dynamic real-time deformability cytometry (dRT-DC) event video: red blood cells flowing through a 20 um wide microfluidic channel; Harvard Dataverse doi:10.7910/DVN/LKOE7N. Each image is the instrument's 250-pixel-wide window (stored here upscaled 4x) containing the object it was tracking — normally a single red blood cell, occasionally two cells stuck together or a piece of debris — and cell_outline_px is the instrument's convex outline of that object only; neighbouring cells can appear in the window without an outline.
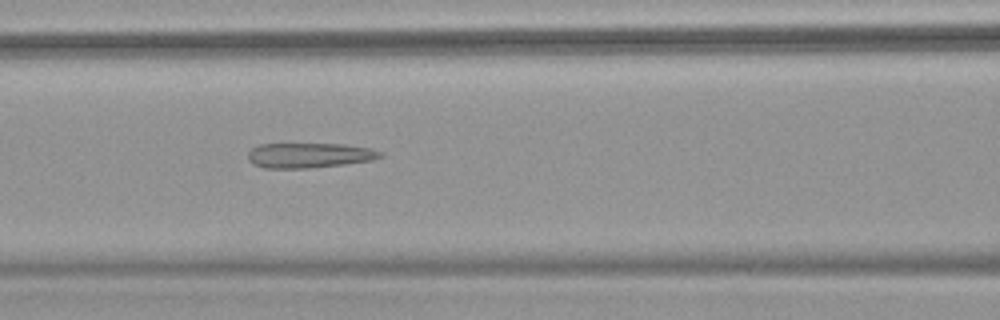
{"species": "common noctule bat (a hibernating species)", "species_latin": "Nyctalus noctula", "temperature_condition": "warm", "stored_images_in_passage": 43, "camera_frame_rate_fps": 3000, "um_per_image_px": 0.085, "animal": {"sex": "female", "body_mass_g": 18.4}, "frame": {"image": 1, "passage_image": 13, "time_ms": 4.0, "image_size_px": [1000, 320], "cell_outline_px": [[384, 156], [372, 160], [344, 164], [308, 168], [264, 168], [252, 164], [248, 160], [248, 152], [252, 148], [260, 144], [344, 144], [372, 148], [384, 152]], "centroid_in_image_um": [26.31, 13.2], "position_along_channel_um": 140.3, "area_um2": 19.42}}
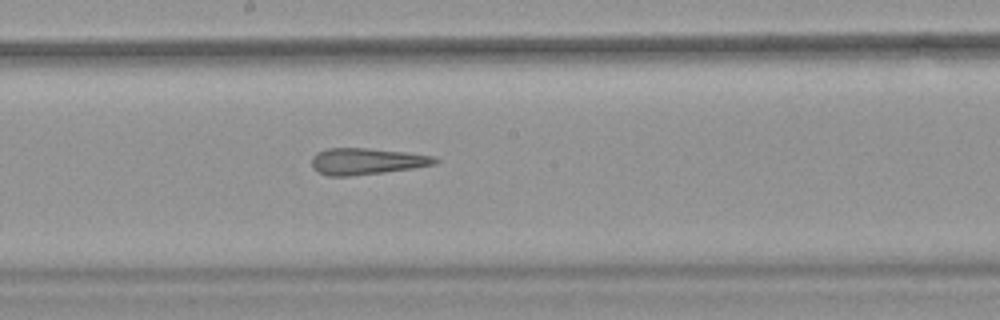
{"frame": {"image": 2, "passage_image": 19, "time_ms": 6.0, "image_size_px": [1000, 320], "cell_outline_px": [[440, 160], [436, 164], [412, 168], [384, 172], [348, 176], [328, 176], [312, 168], [312, 156], [316, 152], [328, 148], [368, 148], [404, 152], [436, 156]], "centroid_in_image_um": [31.16, 13.7], "position_along_channel_um": 217.0, "area_um2": 19.02}}
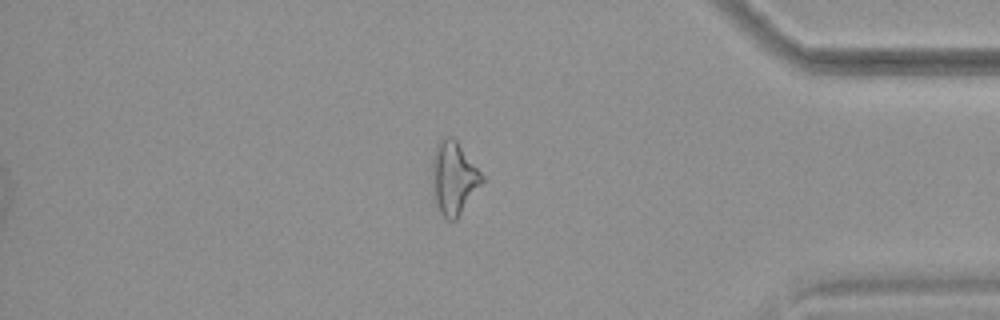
{"frame": {"image": 3, "passage_image": 35, "time_ms": 11.333, "image_size_px": [1000, 320], "cell_outline_px": [[484, 180], [456, 220], [448, 220], [440, 212], [432, 192], [432, 160], [436, 144], [444, 136], [452, 136], [456, 140], [484, 176]], "centroid_in_image_um": [38.55, 15.11], "position_along_channel_um": 396.7, "area_um2": 21.04}}